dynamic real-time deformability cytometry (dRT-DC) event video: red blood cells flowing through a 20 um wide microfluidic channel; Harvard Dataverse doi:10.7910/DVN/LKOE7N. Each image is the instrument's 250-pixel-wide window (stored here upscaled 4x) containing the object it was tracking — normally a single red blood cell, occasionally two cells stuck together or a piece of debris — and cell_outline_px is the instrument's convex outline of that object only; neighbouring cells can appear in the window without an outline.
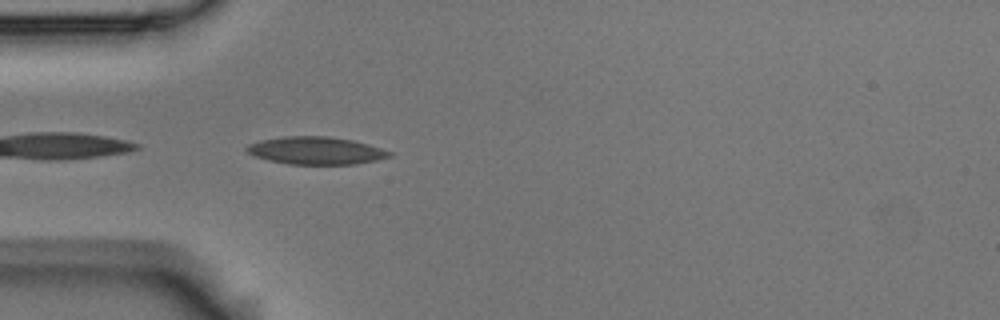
{"species": "Egyptian fruit bat (a non-hibernating species)", "species_latin": "Rousettus aegyptiacus", "temperature_condition": "room temperature", "stored_images_in_passage": 4, "camera_frame_rate_fps": 3000, "um_per_image_px": 0.085, "animal": {"sex": "male"}, "frame": {"image": 1, "passage_image": 4, "time_ms": 1.0, "image_size_px": [1000, 320], "cell_outline_px": [[392, 156], [376, 160], [356, 164], [288, 164], [268, 160], [256, 156], [248, 152], [244, 148], [248, 144], [260, 140], [284, 136], [328, 136], [352, 140], [368, 144], [392, 152]], "centroid_in_image_um": [26.84, 12.8], "position_along_channel_um": 58.2, "area_um2": 22.89}}